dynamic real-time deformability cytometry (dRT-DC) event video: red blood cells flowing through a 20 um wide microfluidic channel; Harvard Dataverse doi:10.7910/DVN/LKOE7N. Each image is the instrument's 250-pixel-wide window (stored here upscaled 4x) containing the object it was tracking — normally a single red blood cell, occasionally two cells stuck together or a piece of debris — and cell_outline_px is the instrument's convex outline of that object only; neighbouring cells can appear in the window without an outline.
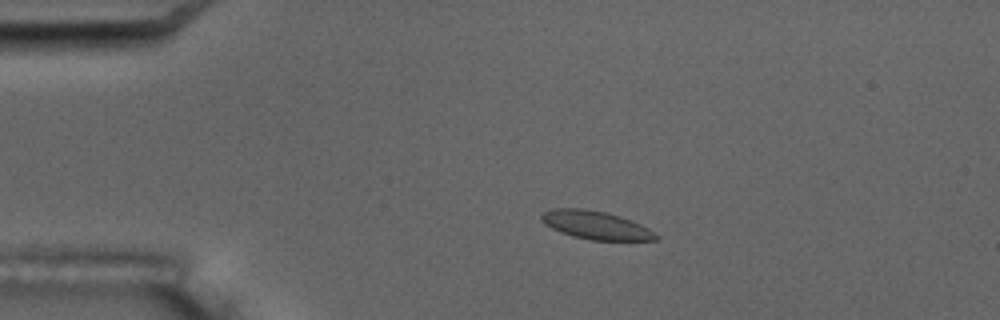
{"species": "common noctule bat (a hibernating species)", "species_latin": "Nyctalus noctula", "temperature_condition": "room temperature", "stored_images_in_passage": 3, "camera_frame_rate_fps": 3000, "um_per_image_px": 0.085, "animal": {"sex": "male", "body_mass_g": 17.5, "forearm_length_mm": 52.3}, "frame": {"image": 1, "passage_image": 2, "time_ms": 1.333, "image_size_px": [1000, 320], "cell_outline_px": [[660, 240], [592, 240], [572, 236], [560, 232], [544, 224], [540, 220], [540, 216], [544, 212], [552, 208], [584, 208], [604, 212], [620, 216], [640, 224], [648, 228], [660, 236]], "centroid_in_image_um": [50.63, 19.14], "position_along_channel_um": 34.4, "area_um2": 18.9}}